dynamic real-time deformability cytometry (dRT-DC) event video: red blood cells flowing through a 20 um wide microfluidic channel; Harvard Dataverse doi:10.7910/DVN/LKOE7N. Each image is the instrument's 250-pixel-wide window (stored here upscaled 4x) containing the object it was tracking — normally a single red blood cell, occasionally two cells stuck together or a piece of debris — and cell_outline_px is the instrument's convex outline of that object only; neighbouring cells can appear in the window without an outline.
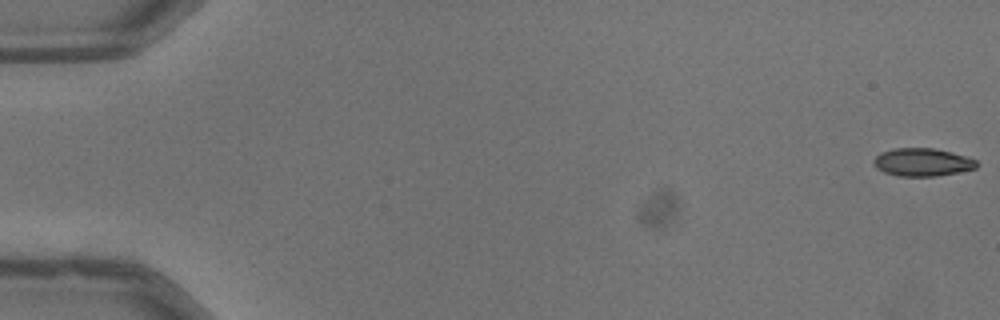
{"species": "common noctule bat (a hibernating species)", "species_latin": "Nyctalus noctula", "temperature_condition": "warm", "stored_images_in_passage": 13, "camera_frame_rate_fps": 3000, "um_per_image_px": 0.085, "animal": {"sex": "male", "body_mass_g": 13.3}, "frame": {"image": 1, "passage_image": 1, "time_ms": 0.0, "image_size_px": [1000, 320], "cell_outline_px": [[976, 168], [936, 176], [900, 176], [884, 172], [876, 168], [872, 164], [872, 160], [880, 152], [892, 148], [936, 148], [952, 152], [976, 160]], "centroid_in_image_um": [78.33, 13.77], "position_along_channel_um": 6.7, "area_um2": 16.76}}